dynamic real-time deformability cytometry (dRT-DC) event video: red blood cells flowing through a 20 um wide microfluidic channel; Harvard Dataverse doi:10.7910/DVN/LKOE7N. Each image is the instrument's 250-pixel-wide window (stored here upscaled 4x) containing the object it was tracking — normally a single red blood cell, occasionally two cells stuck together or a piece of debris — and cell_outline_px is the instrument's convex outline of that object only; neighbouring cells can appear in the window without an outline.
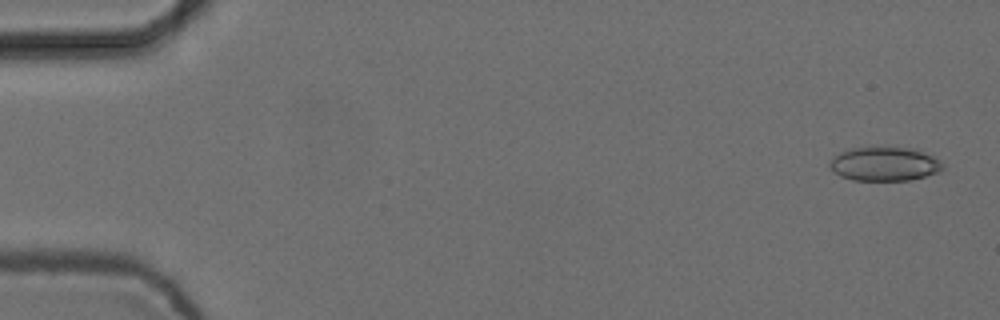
{"species": "common noctule bat (a hibernating species)", "species_latin": "Nyctalus noctula", "temperature_condition": "cold", "stored_images_in_passage": 5, "camera_frame_rate_fps": 3000, "um_per_image_px": 0.085, "animal": {"sex": "female", "body_mass_g": 24.6, "forearm_length_mm": 56.2}, "frame": {"image": 1, "passage_image": 1, "time_ms": 0.0, "image_size_px": [1000, 320], "cell_outline_px": [[944, 168], [940, 172], [908, 180], [852, 180], [840, 176], [828, 164], [840, 152], [852, 148], [916, 148], [940, 160]], "centroid_in_image_um": [75.22, 13.94], "position_along_channel_um": 9.8, "area_um2": 22.02}}
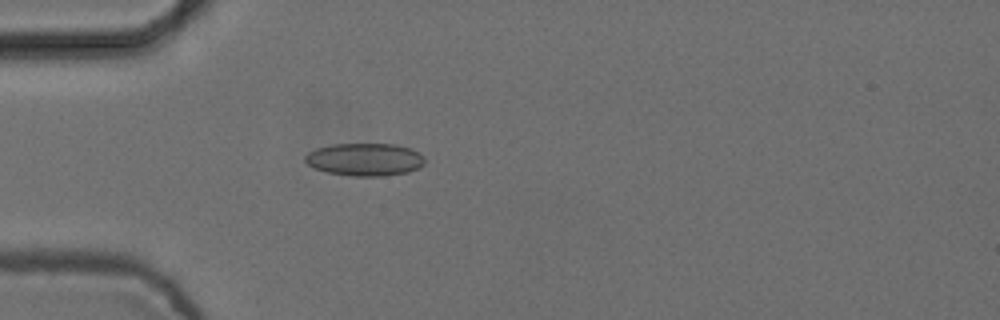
{"frame": {"image": 2, "passage_image": 5, "time_ms": 1.333, "image_size_px": [1000, 320], "cell_outline_px": [[424, 164], [408, 172], [384, 176], [352, 176], [328, 172], [316, 168], [308, 164], [304, 160], [304, 156], [308, 152], [316, 148], [332, 144], [396, 144], [412, 148], [424, 156]], "centroid_in_image_um": [31.02, 13.54], "position_along_channel_um": 54.0, "area_um2": 22.83}}